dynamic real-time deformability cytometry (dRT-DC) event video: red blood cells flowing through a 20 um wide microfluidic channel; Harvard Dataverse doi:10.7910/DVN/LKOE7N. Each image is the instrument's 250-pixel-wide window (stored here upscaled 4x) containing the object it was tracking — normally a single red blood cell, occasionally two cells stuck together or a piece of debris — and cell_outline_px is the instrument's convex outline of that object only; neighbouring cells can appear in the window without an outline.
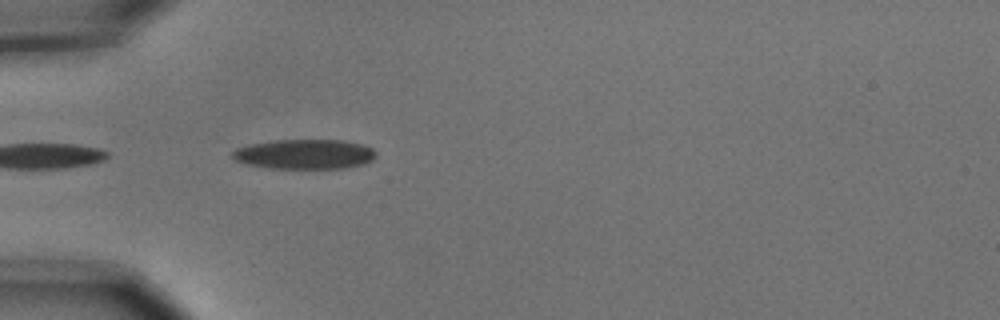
{"species": "common noctule bat (a hibernating species)", "species_latin": "Nyctalus noctula", "temperature_condition": "cold", "stored_images_in_passage": 5, "camera_frame_rate_fps": 3000, "um_per_image_px": 0.085, "animal": {"sex": "male", "body_mass_g": 15.6}, "frame": {"image": 1, "passage_image": 5, "time_ms": 1.333, "image_size_px": [1000, 320], "cell_outline_px": [[376, 156], [372, 160], [364, 164], [344, 168], [272, 168], [248, 164], [236, 160], [232, 156], [232, 152], [236, 148], [248, 144], [272, 140], [344, 140], [364, 144], [372, 148], [376, 152]], "centroid_in_image_um": [25.92, 13.09], "position_along_channel_um": 59.1, "area_um2": 24.97}}